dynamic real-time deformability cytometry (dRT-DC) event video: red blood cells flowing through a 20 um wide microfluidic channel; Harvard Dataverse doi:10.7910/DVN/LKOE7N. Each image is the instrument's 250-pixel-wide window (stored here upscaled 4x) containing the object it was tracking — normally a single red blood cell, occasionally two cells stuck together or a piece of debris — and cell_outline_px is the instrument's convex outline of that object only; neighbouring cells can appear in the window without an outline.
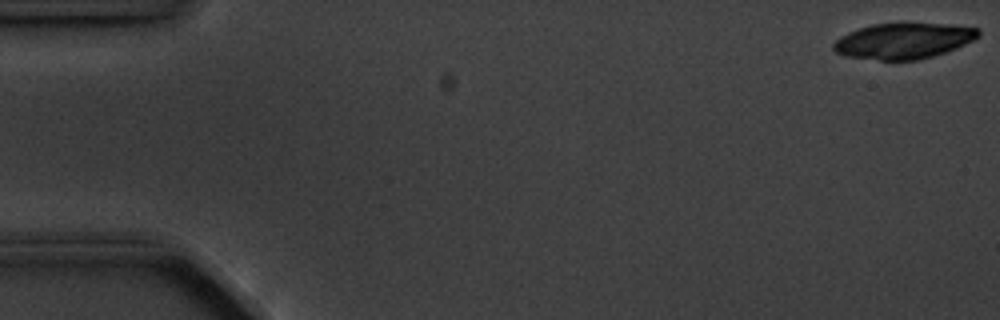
{"species": "common noctule bat (a hibernating species)", "species_latin": "Nyctalus noctula", "temperature_condition": "cold", "stored_images_in_passage": 5, "camera_frame_rate_fps": 3000, "um_per_image_px": 0.085, "animal": {"sex": "male", "body_mass_g": 20.1, "forearm_length_mm": 53.5}, "frame": {"image": 1, "passage_image": 1, "time_ms": 0.0, "image_size_px": [1000, 320], "cell_outline_px": [[980, 36], [956, 48], [920, 60], [880, 60], [848, 56], [836, 52], [832, 48], [832, 44], [840, 36], [848, 32], [872, 24], [956, 24], [980, 28]], "centroid_in_image_um": [76.82, 3.47], "position_along_channel_um": 8.2, "area_um2": 30.0}}